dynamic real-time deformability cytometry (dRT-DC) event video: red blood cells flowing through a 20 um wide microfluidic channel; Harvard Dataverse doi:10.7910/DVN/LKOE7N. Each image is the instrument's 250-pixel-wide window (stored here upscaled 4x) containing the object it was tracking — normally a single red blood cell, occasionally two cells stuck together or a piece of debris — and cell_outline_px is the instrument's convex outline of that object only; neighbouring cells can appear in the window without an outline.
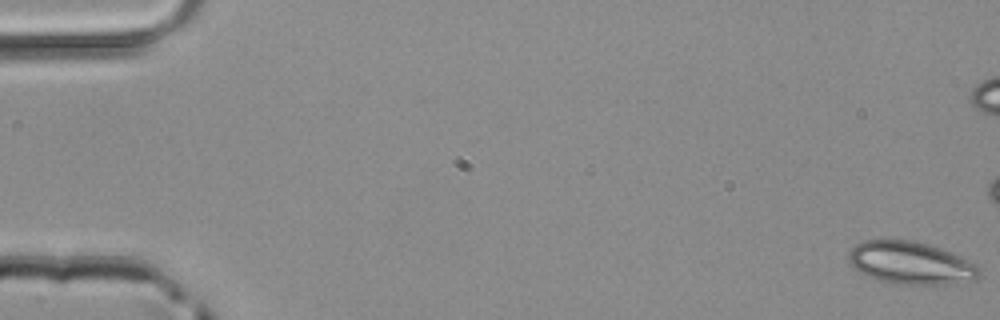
{"species": "common noctule bat (a hibernating species)", "species_latin": "Nyctalus noctula", "temperature_condition": "room temperature", "stored_images_in_passage": 52, "camera_frame_rate_fps": 3000, "um_per_image_px": 0.085, "animal": {"sex": "male", "body_mass_g": 20.4}, "frame": {"image": 1, "passage_image": 1, "time_ms": 0.0, "image_size_px": [1000, 320], "cell_outline_px": [[980, 276], [972, 280], [948, 284], [892, 284], [876, 280], [860, 272], [848, 260], [848, 252], [856, 244], [864, 240], [916, 240], [940, 248], [976, 264], [980, 268]], "centroid_in_image_um": [77.39, 22.35], "position_along_channel_um": 7.6, "area_um2": 32.37}}
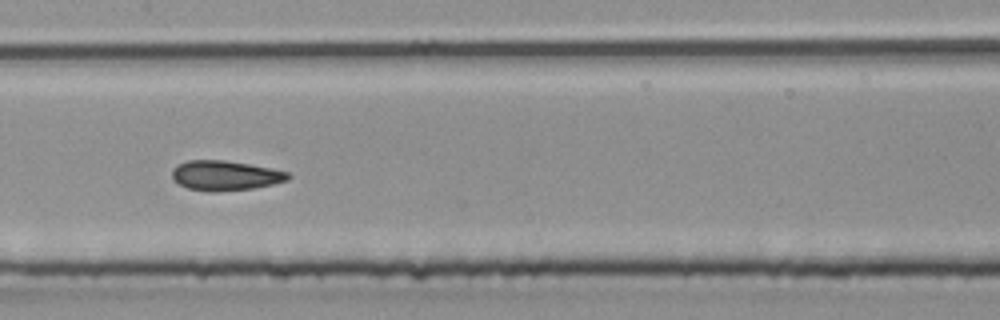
{"frame": {"image": 2, "passage_image": 26, "time_ms": 8.333, "image_size_px": [1000, 320], "cell_outline_px": [[292, 176], [288, 180], [272, 184], [252, 188], [188, 188], [172, 180], [172, 168], [176, 164], [188, 160], [224, 160], [272, 168], [288, 172]], "centroid_in_image_um": [19.15, 14.85], "position_along_channel_um": 188.2, "area_um2": 19.25}}
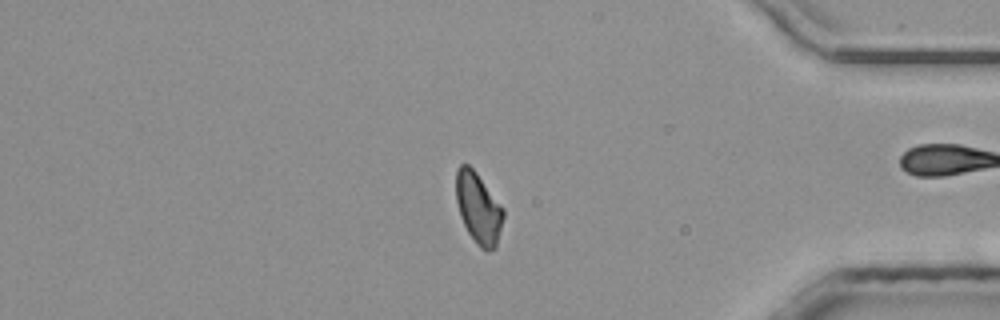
{"frame": {"image": 3, "passage_image": 43, "time_ms": 14.0, "image_size_px": [1000, 320], "cell_outline_px": [[504, 216], [496, 248], [488, 252], [480, 248], [476, 244], [468, 232], [460, 216], [456, 200], [456, 168], [460, 164], [468, 164], [476, 172], [504, 208]], "centroid_in_image_um": [40.67, 17.7], "position_along_channel_um": 394.5, "area_um2": 19.71}}